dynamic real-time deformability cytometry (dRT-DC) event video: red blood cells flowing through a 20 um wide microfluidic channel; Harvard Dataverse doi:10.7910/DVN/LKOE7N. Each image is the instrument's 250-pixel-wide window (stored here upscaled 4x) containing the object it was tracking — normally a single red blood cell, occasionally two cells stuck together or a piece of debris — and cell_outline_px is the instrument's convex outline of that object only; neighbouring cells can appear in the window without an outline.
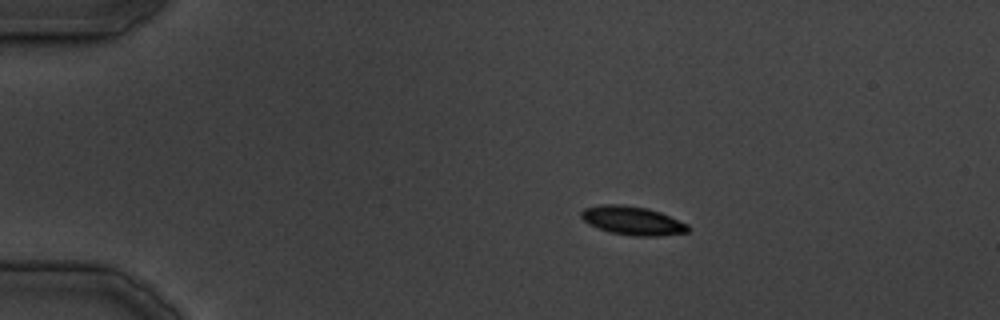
{"species": "common noctule bat (a hibernating species)", "species_latin": "Nyctalus noctula", "temperature_condition": "cold", "stored_images_in_passage": 9, "camera_frame_rate_fps": 3000, "um_per_image_px": 0.085, "animal": {"sex": "male", "body_mass_g": 19.5, "forearm_length_mm": 54.6}, "frame": {"image": 1, "passage_image": 2, "time_ms": 2.333, "image_size_px": [1000, 320], "cell_outline_px": [[692, 228], [688, 232], [660, 236], [636, 236], [608, 232], [588, 224], [580, 216], [580, 212], [584, 208], [600, 204], [624, 204], [648, 208], [660, 212], [688, 224]], "centroid_in_image_um": [53.76, 18.75], "position_along_channel_um": 31.2, "area_um2": 18.09}}
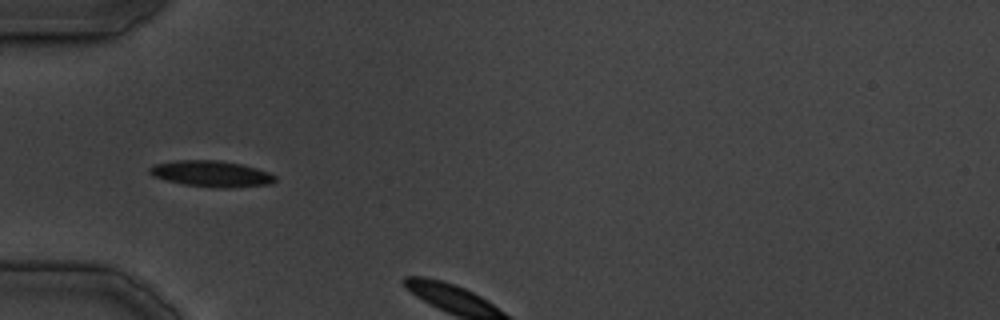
{"frame": {"image": 2, "passage_image": 8, "time_ms": 9.0, "image_size_px": [1000, 320], "cell_outline_px": [[276, 180], [272, 184], [232, 188], [216, 188], [184, 184], [164, 180], [152, 176], [148, 172], [148, 168], [156, 164], [176, 160], [216, 160], [240, 164], [256, 168], [268, 172], [276, 176]], "centroid_in_image_um": [17.96, 14.78], "position_along_channel_um": 67.0, "area_um2": 19.19}}